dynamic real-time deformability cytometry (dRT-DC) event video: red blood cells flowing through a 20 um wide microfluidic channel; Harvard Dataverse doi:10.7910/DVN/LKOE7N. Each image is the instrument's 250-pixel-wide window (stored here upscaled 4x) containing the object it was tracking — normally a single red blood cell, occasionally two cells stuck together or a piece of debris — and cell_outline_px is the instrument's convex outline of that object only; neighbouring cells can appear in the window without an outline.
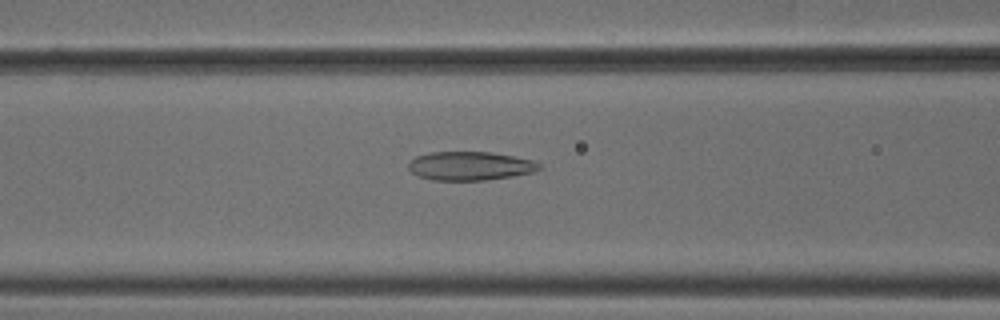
{"species": "common noctule bat (a hibernating species)", "species_latin": "Nyctalus noctula", "temperature_condition": "cold", "stored_images_in_passage": 45, "camera_frame_rate_fps": 3000, "um_per_image_px": 0.085, "animal": {"sex": "male", "body_mass_g": 18.8}, "frame": {"image": 1, "passage_image": 14, "time_ms": 4.333, "image_size_px": [1000, 320], "cell_outline_px": [[540, 168], [532, 172], [512, 176], [484, 180], [432, 180], [420, 176], [412, 172], [408, 168], [408, 164], [416, 156], [428, 152], [488, 152], [512, 156], [532, 160], [540, 164]], "centroid_in_image_um": [39.92, 14.1], "position_along_channel_um": 126.7, "area_um2": 21.62}}
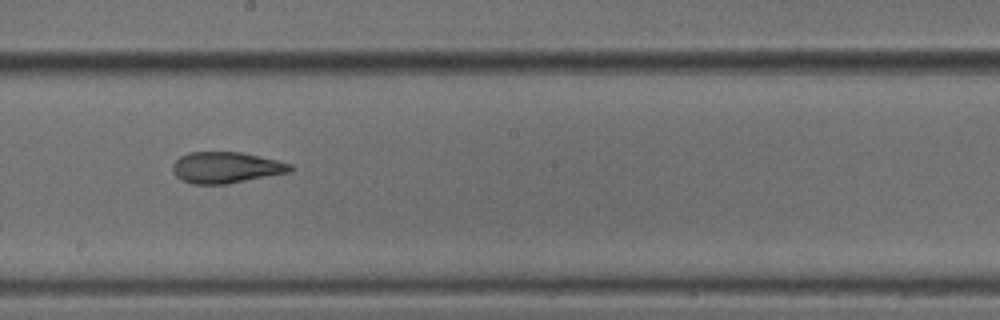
{"frame": {"image": 2, "passage_image": 22, "time_ms": 7.0, "image_size_px": [1000, 320], "cell_outline_px": [[296, 168], [292, 172], [228, 184], [192, 184], [180, 180], [176, 176], [172, 168], [172, 164], [180, 156], [188, 152], [240, 152], [276, 160], [292, 164]], "centroid_in_image_um": [19.23, 14.25], "position_along_channel_um": 229.0, "area_um2": 21.62}}
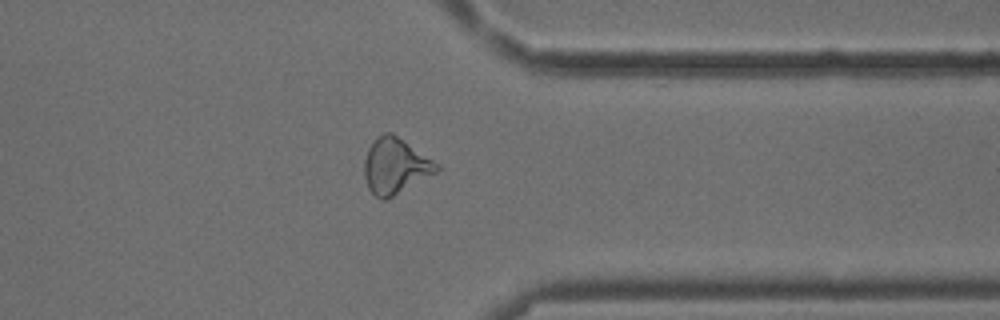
{"frame": {"image": 3, "passage_image": 34, "time_ms": 11.0, "image_size_px": [1000, 320], "cell_outline_px": [[440, 168], [436, 172], [392, 196], [384, 200], [380, 200], [368, 188], [364, 176], [364, 160], [368, 148], [376, 136], [384, 132], [392, 132], [440, 164]], "centroid_in_image_um": [33.58, 14.08], "position_along_channel_um": 377.8, "area_um2": 23.35}, "authors_computed_cell_mechanics": {"area_um2": 22.542, "velocity_mm_per_s": 3.8372, "shape_relaxation_time_tau1_ms": null, "shape_relaxation_time_tau2_ms": 2.1535, "deformation_change_tau1": null, "deformation_change_tau2": 0.119}}